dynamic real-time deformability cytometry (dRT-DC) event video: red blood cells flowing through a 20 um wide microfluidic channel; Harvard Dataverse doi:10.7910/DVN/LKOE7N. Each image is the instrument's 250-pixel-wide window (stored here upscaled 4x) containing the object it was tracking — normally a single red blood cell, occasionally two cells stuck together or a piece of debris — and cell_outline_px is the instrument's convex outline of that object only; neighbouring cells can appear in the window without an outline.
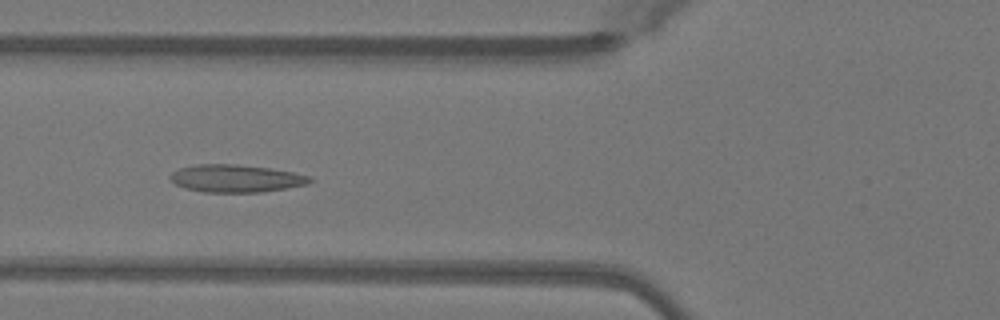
{"species": "Egyptian fruit bat (a non-hibernating species)", "species_latin": "Rousettus aegyptiacus", "temperature_condition": "warm", "stored_images_in_passage": 49, "camera_frame_rate_fps": 3000, "um_per_image_px": 0.085, "animal": {"sex": "female"}, "frame": {"image": 1, "passage_image": 18, "time_ms": 5.667, "image_size_px": [1000, 320], "cell_outline_px": [[312, 180], [308, 184], [260, 192], [204, 192], [184, 188], [176, 184], [168, 176], [172, 172], [180, 168], [196, 164], [236, 164], [268, 168], [292, 172], [312, 176]], "centroid_in_image_um": [20.03, 15.16], "position_along_channel_um": 105.8, "area_um2": 22.31}}
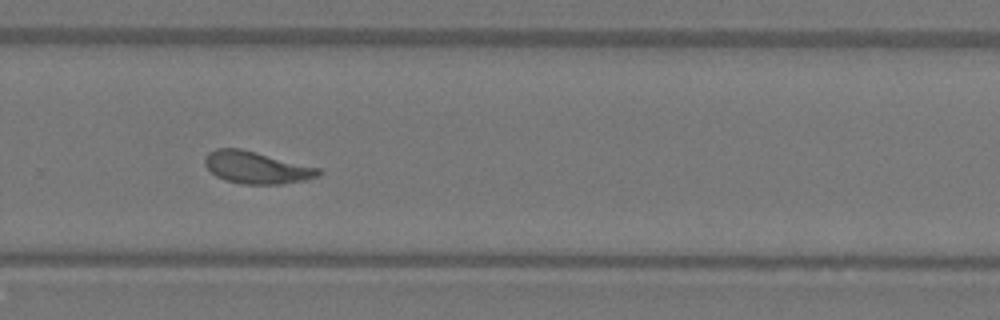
{"frame": {"image": 2, "passage_image": 33, "time_ms": 10.667, "image_size_px": [1000, 320], "cell_outline_px": [[320, 172], [316, 176], [304, 180], [280, 184], [244, 184], [224, 180], [216, 176], [204, 164], [204, 156], [208, 152], [216, 148], [240, 148], [320, 168]], "centroid_in_image_um": [21.74, 14.23], "position_along_channel_um": 308.1, "area_um2": 21.1}}
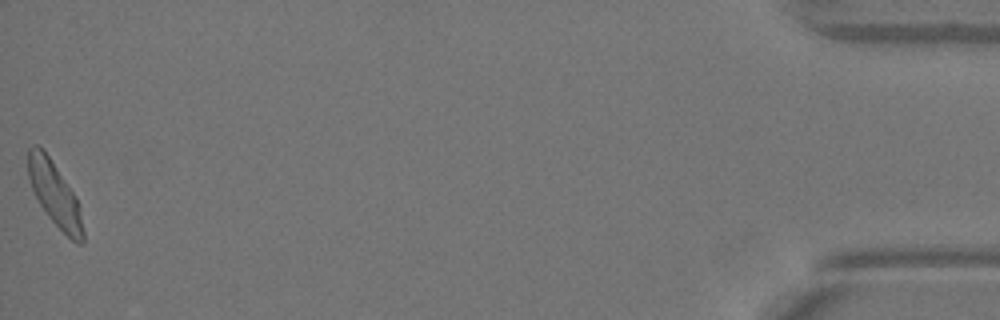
{"frame": {"image": 3, "passage_image": 49, "time_ms": 16.0, "image_size_px": [1000, 320], "cell_outline_px": [[84, 244], [80, 244], [72, 240], [48, 216], [40, 204], [32, 188], [28, 176], [28, 148], [32, 144], [36, 144], [44, 148], [76, 196], [84, 232]], "centroid_in_image_um": [4.64, 16.44], "position_along_channel_um": 430.6, "area_um2": 20.35}, "authors_computed_cell_mechanics": {"area_um2": 21.2704, "velocity_mm_per_s": 4.0582, "shape_relaxation_time_tau1_ms": 4.9722, "shape_relaxation_time_tau2_ms": 1.4705, "deformation_change_tau1": 0.187, "deformation_change_tau2": 0.0967}}